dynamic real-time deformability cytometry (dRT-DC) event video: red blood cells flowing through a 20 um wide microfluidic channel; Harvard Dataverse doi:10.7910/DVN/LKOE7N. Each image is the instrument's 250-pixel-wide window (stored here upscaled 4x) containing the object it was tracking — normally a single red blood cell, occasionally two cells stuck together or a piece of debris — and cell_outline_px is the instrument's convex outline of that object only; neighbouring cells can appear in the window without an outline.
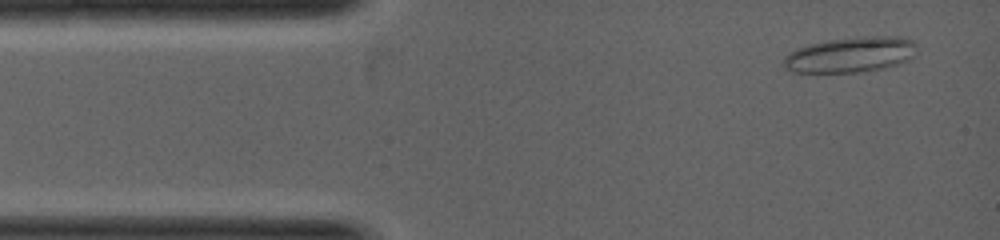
{"species": "common noctule bat (a hibernating species)", "species_latin": "Nyctalus noctula", "temperature_condition": "warm", "stored_images_in_passage": 2, "camera_frame_rate_fps": 5000, "um_per_image_px": 0.085, "animal": {"sex": "female", "body_mass_g": 19.0, "forearm_length_mm": 53.3}, "frame": {"image": 1, "passage_image": 1, "time_ms": 0.0, "image_size_px": [1000, 240], "cell_outline_px": [[916, 56], [908, 60], [884, 68], [856, 72], [792, 72], [784, 68], [780, 64], [784, 56], [796, 48], [808, 44], [828, 40], [856, 36], [900, 36], [912, 40], [916, 48]], "centroid_in_image_um": [72.26, 4.64], "position_along_channel_um": 12.7, "area_um2": 27.86}}